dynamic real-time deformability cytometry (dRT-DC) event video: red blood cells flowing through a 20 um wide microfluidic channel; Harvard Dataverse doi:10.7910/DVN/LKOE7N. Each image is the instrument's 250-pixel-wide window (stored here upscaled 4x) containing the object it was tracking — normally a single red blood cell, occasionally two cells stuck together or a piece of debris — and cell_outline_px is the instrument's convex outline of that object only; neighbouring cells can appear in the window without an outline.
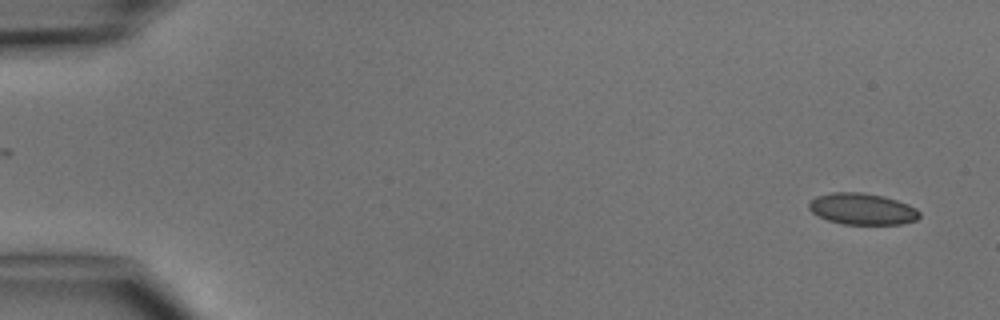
{"species": "common noctule bat (a hibernating species)", "species_latin": "Nyctalus noctula", "temperature_condition": "cold", "stored_images_in_passage": 4, "segment_of_instrument_passage": [2, 2], "camera_frame_rate_fps": 3000, "um_per_image_px": 0.085, "animal": {"sex": "male", "body_mass_g": 15.6}, "frame": {"image": 1, "passage_image": 4, "time_ms": 3.667, "image_size_px": [1000, 320], "cell_outline_px": [[920, 216], [916, 220], [900, 224], [844, 224], [828, 220], [812, 212], [808, 208], [808, 204], [816, 196], [832, 192], [864, 192], [884, 196], [908, 204], [916, 208], [920, 212]], "centroid_in_image_um": [73.3, 17.75], "position_along_channel_um": 11.7, "area_um2": 20.23}}